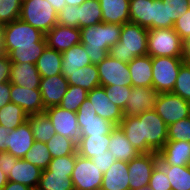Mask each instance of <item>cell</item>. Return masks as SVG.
I'll list each match as a JSON object with an SVG mask.
<instances>
[{
	"mask_svg": "<svg viewBox=\"0 0 190 190\" xmlns=\"http://www.w3.org/2000/svg\"><path fill=\"white\" fill-rule=\"evenodd\" d=\"M47 46L56 51L64 52L72 46L81 43L80 28L56 24L53 29L45 34Z\"/></svg>",
	"mask_w": 190,
	"mask_h": 190,
	"instance_id": "obj_18",
	"label": "cell"
},
{
	"mask_svg": "<svg viewBox=\"0 0 190 190\" xmlns=\"http://www.w3.org/2000/svg\"><path fill=\"white\" fill-rule=\"evenodd\" d=\"M90 64H92L91 60L81 43L62 52V72H75Z\"/></svg>",
	"mask_w": 190,
	"mask_h": 190,
	"instance_id": "obj_30",
	"label": "cell"
},
{
	"mask_svg": "<svg viewBox=\"0 0 190 190\" xmlns=\"http://www.w3.org/2000/svg\"><path fill=\"white\" fill-rule=\"evenodd\" d=\"M184 47L185 42L173 28L149 30L147 50L151 57L184 58Z\"/></svg>",
	"mask_w": 190,
	"mask_h": 190,
	"instance_id": "obj_5",
	"label": "cell"
},
{
	"mask_svg": "<svg viewBox=\"0 0 190 190\" xmlns=\"http://www.w3.org/2000/svg\"><path fill=\"white\" fill-rule=\"evenodd\" d=\"M68 88V81L62 74L41 78L39 90L46 108L59 106Z\"/></svg>",
	"mask_w": 190,
	"mask_h": 190,
	"instance_id": "obj_19",
	"label": "cell"
},
{
	"mask_svg": "<svg viewBox=\"0 0 190 190\" xmlns=\"http://www.w3.org/2000/svg\"><path fill=\"white\" fill-rule=\"evenodd\" d=\"M172 93L190 102V66L188 63L182 64Z\"/></svg>",
	"mask_w": 190,
	"mask_h": 190,
	"instance_id": "obj_42",
	"label": "cell"
},
{
	"mask_svg": "<svg viewBox=\"0 0 190 190\" xmlns=\"http://www.w3.org/2000/svg\"><path fill=\"white\" fill-rule=\"evenodd\" d=\"M18 160L15 156L11 155L7 151L0 152V169L5 173L8 177L9 173L11 172V168L13 164Z\"/></svg>",
	"mask_w": 190,
	"mask_h": 190,
	"instance_id": "obj_53",
	"label": "cell"
},
{
	"mask_svg": "<svg viewBox=\"0 0 190 190\" xmlns=\"http://www.w3.org/2000/svg\"><path fill=\"white\" fill-rule=\"evenodd\" d=\"M87 98L98 116L109 120L119 126L123 119V111L111 102L106 94L105 88L99 86L88 92Z\"/></svg>",
	"mask_w": 190,
	"mask_h": 190,
	"instance_id": "obj_15",
	"label": "cell"
},
{
	"mask_svg": "<svg viewBox=\"0 0 190 190\" xmlns=\"http://www.w3.org/2000/svg\"><path fill=\"white\" fill-rule=\"evenodd\" d=\"M77 122L81 136L111 134L115 124L97 115L88 98L78 108Z\"/></svg>",
	"mask_w": 190,
	"mask_h": 190,
	"instance_id": "obj_9",
	"label": "cell"
},
{
	"mask_svg": "<svg viewBox=\"0 0 190 190\" xmlns=\"http://www.w3.org/2000/svg\"><path fill=\"white\" fill-rule=\"evenodd\" d=\"M132 87H152V57L147 55L135 57L128 63Z\"/></svg>",
	"mask_w": 190,
	"mask_h": 190,
	"instance_id": "obj_26",
	"label": "cell"
},
{
	"mask_svg": "<svg viewBox=\"0 0 190 190\" xmlns=\"http://www.w3.org/2000/svg\"><path fill=\"white\" fill-rule=\"evenodd\" d=\"M95 166L99 168L103 173L106 172L110 166L116 161L115 157L108 150L100 155H95L91 158Z\"/></svg>",
	"mask_w": 190,
	"mask_h": 190,
	"instance_id": "obj_51",
	"label": "cell"
},
{
	"mask_svg": "<svg viewBox=\"0 0 190 190\" xmlns=\"http://www.w3.org/2000/svg\"><path fill=\"white\" fill-rule=\"evenodd\" d=\"M158 163L164 168L172 190H190V165H166L160 159Z\"/></svg>",
	"mask_w": 190,
	"mask_h": 190,
	"instance_id": "obj_34",
	"label": "cell"
},
{
	"mask_svg": "<svg viewBox=\"0 0 190 190\" xmlns=\"http://www.w3.org/2000/svg\"><path fill=\"white\" fill-rule=\"evenodd\" d=\"M110 134L81 136L77 143V154L81 157L91 159L95 155L108 151Z\"/></svg>",
	"mask_w": 190,
	"mask_h": 190,
	"instance_id": "obj_28",
	"label": "cell"
},
{
	"mask_svg": "<svg viewBox=\"0 0 190 190\" xmlns=\"http://www.w3.org/2000/svg\"><path fill=\"white\" fill-rule=\"evenodd\" d=\"M159 161L157 152L141 153L128 162V179L130 190L147 186L152 171Z\"/></svg>",
	"mask_w": 190,
	"mask_h": 190,
	"instance_id": "obj_11",
	"label": "cell"
},
{
	"mask_svg": "<svg viewBox=\"0 0 190 190\" xmlns=\"http://www.w3.org/2000/svg\"><path fill=\"white\" fill-rule=\"evenodd\" d=\"M122 25L99 23L80 29L81 44L92 64H99L109 55L110 48L120 39Z\"/></svg>",
	"mask_w": 190,
	"mask_h": 190,
	"instance_id": "obj_2",
	"label": "cell"
},
{
	"mask_svg": "<svg viewBox=\"0 0 190 190\" xmlns=\"http://www.w3.org/2000/svg\"><path fill=\"white\" fill-rule=\"evenodd\" d=\"M100 86H132L128 63L119 61L110 55L97 64Z\"/></svg>",
	"mask_w": 190,
	"mask_h": 190,
	"instance_id": "obj_12",
	"label": "cell"
},
{
	"mask_svg": "<svg viewBox=\"0 0 190 190\" xmlns=\"http://www.w3.org/2000/svg\"><path fill=\"white\" fill-rule=\"evenodd\" d=\"M158 155L159 159L166 165H190V142L166 141Z\"/></svg>",
	"mask_w": 190,
	"mask_h": 190,
	"instance_id": "obj_20",
	"label": "cell"
},
{
	"mask_svg": "<svg viewBox=\"0 0 190 190\" xmlns=\"http://www.w3.org/2000/svg\"><path fill=\"white\" fill-rule=\"evenodd\" d=\"M52 159L77 154V143L63 135L55 134L48 142H46Z\"/></svg>",
	"mask_w": 190,
	"mask_h": 190,
	"instance_id": "obj_38",
	"label": "cell"
},
{
	"mask_svg": "<svg viewBox=\"0 0 190 190\" xmlns=\"http://www.w3.org/2000/svg\"><path fill=\"white\" fill-rule=\"evenodd\" d=\"M154 111L169 126L174 122L189 117L190 102L172 92L158 93Z\"/></svg>",
	"mask_w": 190,
	"mask_h": 190,
	"instance_id": "obj_8",
	"label": "cell"
},
{
	"mask_svg": "<svg viewBox=\"0 0 190 190\" xmlns=\"http://www.w3.org/2000/svg\"><path fill=\"white\" fill-rule=\"evenodd\" d=\"M76 163V154L53 158L47 171L60 174H72Z\"/></svg>",
	"mask_w": 190,
	"mask_h": 190,
	"instance_id": "obj_45",
	"label": "cell"
},
{
	"mask_svg": "<svg viewBox=\"0 0 190 190\" xmlns=\"http://www.w3.org/2000/svg\"><path fill=\"white\" fill-rule=\"evenodd\" d=\"M85 0H65L66 5L70 6H80L84 3Z\"/></svg>",
	"mask_w": 190,
	"mask_h": 190,
	"instance_id": "obj_60",
	"label": "cell"
},
{
	"mask_svg": "<svg viewBox=\"0 0 190 190\" xmlns=\"http://www.w3.org/2000/svg\"><path fill=\"white\" fill-rule=\"evenodd\" d=\"M153 0H130V22L152 29Z\"/></svg>",
	"mask_w": 190,
	"mask_h": 190,
	"instance_id": "obj_31",
	"label": "cell"
},
{
	"mask_svg": "<svg viewBox=\"0 0 190 190\" xmlns=\"http://www.w3.org/2000/svg\"><path fill=\"white\" fill-rule=\"evenodd\" d=\"M148 186L152 190H172L164 168L159 163L156 164L152 171Z\"/></svg>",
	"mask_w": 190,
	"mask_h": 190,
	"instance_id": "obj_47",
	"label": "cell"
},
{
	"mask_svg": "<svg viewBox=\"0 0 190 190\" xmlns=\"http://www.w3.org/2000/svg\"><path fill=\"white\" fill-rule=\"evenodd\" d=\"M67 79L68 85L80 86L86 91H91L100 86V78L97 65L90 64L75 72H62Z\"/></svg>",
	"mask_w": 190,
	"mask_h": 190,
	"instance_id": "obj_27",
	"label": "cell"
},
{
	"mask_svg": "<svg viewBox=\"0 0 190 190\" xmlns=\"http://www.w3.org/2000/svg\"><path fill=\"white\" fill-rule=\"evenodd\" d=\"M88 91L80 86L68 85L67 91L64 94L60 107L63 109L77 112L80 105L87 98Z\"/></svg>",
	"mask_w": 190,
	"mask_h": 190,
	"instance_id": "obj_40",
	"label": "cell"
},
{
	"mask_svg": "<svg viewBox=\"0 0 190 190\" xmlns=\"http://www.w3.org/2000/svg\"><path fill=\"white\" fill-rule=\"evenodd\" d=\"M37 190H75L71 174L53 173L42 170Z\"/></svg>",
	"mask_w": 190,
	"mask_h": 190,
	"instance_id": "obj_33",
	"label": "cell"
},
{
	"mask_svg": "<svg viewBox=\"0 0 190 190\" xmlns=\"http://www.w3.org/2000/svg\"><path fill=\"white\" fill-rule=\"evenodd\" d=\"M148 33L147 28L136 23L123 24L119 42L110 48L109 55L125 63H129L135 57L147 55Z\"/></svg>",
	"mask_w": 190,
	"mask_h": 190,
	"instance_id": "obj_3",
	"label": "cell"
},
{
	"mask_svg": "<svg viewBox=\"0 0 190 190\" xmlns=\"http://www.w3.org/2000/svg\"><path fill=\"white\" fill-rule=\"evenodd\" d=\"M10 98L11 102L22 107L28 116L45 112L39 89H28L11 84Z\"/></svg>",
	"mask_w": 190,
	"mask_h": 190,
	"instance_id": "obj_17",
	"label": "cell"
},
{
	"mask_svg": "<svg viewBox=\"0 0 190 190\" xmlns=\"http://www.w3.org/2000/svg\"><path fill=\"white\" fill-rule=\"evenodd\" d=\"M41 174L42 170L39 167L24 159H18L15 164H13L7 179L27 185L32 189H37Z\"/></svg>",
	"mask_w": 190,
	"mask_h": 190,
	"instance_id": "obj_23",
	"label": "cell"
},
{
	"mask_svg": "<svg viewBox=\"0 0 190 190\" xmlns=\"http://www.w3.org/2000/svg\"><path fill=\"white\" fill-rule=\"evenodd\" d=\"M104 88L109 100L124 111L132 86L111 85Z\"/></svg>",
	"mask_w": 190,
	"mask_h": 190,
	"instance_id": "obj_44",
	"label": "cell"
},
{
	"mask_svg": "<svg viewBox=\"0 0 190 190\" xmlns=\"http://www.w3.org/2000/svg\"><path fill=\"white\" fill-rule=\"evenodd\" d=\"M167 141H188L190 142V118L181 119L168 126Z\"/></svg>",
	"mask_w": 190,
	"mask_h": 190,
	"instance_id": "obj_43",
	"label": "cell"
},
{
	"mask_svg": "<svg viewBox=\"0 0 190 190\" xmlns=\"http://www.w3.org/2000/svg\"><path fill=\"white\" fill-rule=\"evenodd\" d=\"M137 190H152V189L147 185V186L141 187L140 189H137Z\"/></svg>",
	"mask_w": 190,
	"mask_h": 190,
	"instance_id": "obj_61",
	"label": "cell"
},
{
	"mask_svg": "<svg viewBox=\"0 0 190 190\" xmlns=\"http://www.w3.org/2000/svg\"><path fill=\"white\" fill-rule=\"evenodd\" d=\"M78 6L66 5L57 16V24L77 28Z\"/></svg>",
	"mask_w": 190,
	"mask_h": 190,
	"instance_id": "obj_49",
	"label": "cell"
},
{
	"mask_svg": "<svg viewBox=\"0 0 190 190\" xmlns=\"http://www.w3.org/2000/svg\"><path fill=\"white\" fill-rule=\"evenodd\" d=\"M45 34L23 20L16 19L2 26L1 52L9 54L13 49L36 46Z\"/></svg>",
	"mask_w": 190,
	"mask_h": 190,
	"instance_id": "obj_4",
	"label": "cell"
},
{
	"mask_svg": "<svg viewBox=\"0 0 190 190\" xmlns=\"http://www.w3.org/2000/svg\"><path fill=\"white\" fill-rule=\"evenodd\" d=\"M188 1V8L190 9V0H187Z\"/></svg>",
	"mask_w": 190,
	"mask_h": 190,
	"instance_id": "obj_63",
	"label": "cell"
},
{
	"mask_svg": "<svg viewBox=\"0 0 190 190\" xmlns=\"http://www.w3.org/2000/svg\"><path fill=\"white\" fill-rule=\"evenodd\" d=\"M100 190H130L128 179V162L116 160L103 173Z\"/></svg>",
	"mask_w": 190,
	"mask_h": 190,
	"instance_id": "obj_25",
	"label": "cell"
},
{
	"mask_svg": "<svg viewBox=\"0 0 190 190\" xmlns=\"http://www.w3.org/2000/svg\"><path fill=\"white\" fill-rule=\"evenodd\" d=\"M2 26L0 25V52H1Z\"/></svg>",
	"mask_w": 190,
	"mask_h": 190,
	"instance_id": "obj_62",
	"label": "cell"
},
{
	"mask_svg": "<svg viewBox=\"0 0 190 190\" xmlns=\"http://www.w3.org/2000/svg\"><path fill=\"white\" fill-rule=\"evenodd\" d=\"M36 68L42 78L62 74V52L46 46L37 60Z\"/></svg>",
	"mask_w": 190,
	"mask_h": 190,
	"instance_id": "obj_29",
	"label": "cell"
},
{
	"mask_svg": "<svg viewBox=\"0 0 190 190\" xmlns=\"http://www.w3.org/2000/svg\"><path fill=\"white\" fill-rule=\"evenodd\" d=\"M158 92L153 87H132L123 116H138L153 111Z\"/></svg>",
	"mask_w": 190,
	"mask_h": 190,
	"instance_id": "obj_14",
	"label": "cell"
},
{
	"mask_svg": "<svg viewBox=\"0 0 190 190\" xmlns=\"http://www.w3.org/2000/svg\"><path fill=\"white\" fill-rule=\"evenodd\" d=\"M75 190H100L103 172L91 159L76 154V163L71 174Z\"/></svg>",
	"mask_w": 190,
	"mask_h": 190,
	"instance_id": "obj_10",
	"label": "cell"
},
{
	"mask_svg": "<svg viewBox=\"0 0 190 190\" xmlns=\"http://www.w3.org/2000/svg\"><path fill=\"white\" fill-rule=\"evenodd\" d=\"M30 122L27 120L22 125L11 130L8 134L7 143H5L6 151L18 159H23L26 153L34 144Z\"/></svg>",
	"mask_w": 190,
	"mask_h": 190,
	"instance_id": "obj_16",
	"label": "cell"
},
{
	"mask_svg": "<svg viewBox=\"0 0 190 190\" xmlns=\"http://www.w3.org/2000/svg\"><path fill=\"white\" fill-rule=\"evenodd\" d=\"M11 65L8 54L0 52V83L9 81Z\"/></svg>",
	"mask_w": 190,
	"mask_h": 190,
	"instance_id": "obj_52",
	"label": "cell"
},
{
	"mask_svg": "<svg viewBox=\"0 0 190 190\" xmlns=\"http://www.w3.org/2000/svg\"><path fill=\"white\" fill-rule=\"evenodd\" d=\"M184 58L152 57V87L158 93L172 92Z\"/></svg>",
	"mask_w": 190,
	"mask_h": 190,
	"instance_id": "obj_7",
	"label": "cell"
},
{
	"mask_svg": "<svg viewBox=\"0 0 190 190\" xmlns=\"http://www.w3.org/2000/svg\"><path fill=\"white\" fill-rule=\"evenodd\" d=\"M28 121L36 141L46 143L56 134L52 122L45 112L29 115Z\"/></svg>",
	"mask_w": 190,
	"mask_h": 190,
	"instance_id": "obj_35",
	"label": "cell"
},
{
	"mask_svg": "<svg viewBox=\"0 0 190 190\" xmlns=\"http://www.w3.org/2000/svg\"><path fill=\"white\" fill-rule=\"evenodd\" d=\"M23 159L39 167L41 170H46L52 160V156L46 143L35 140Z\"/></svg>",
	"mask_w": 190,
	"mask_h": 190,
	"instance_id": "obj_39",
	"label": "cell"
},
{
	"mask_svg": "<svg viewBox=\"0 0 190 190\" xmlns=\"http://www.w3.org/2000/svg\"><path fill=\"white\" fill-rule=\"evenodd\" d=\"M23 0H0V25L19 19Z\"/></svg>",
	"mask_w": 190,
	"mask_h": 190,
	"instance_id": "obj_41",
	"label": "cell"
},
{
	"mask_svg": "<svg viewBox=\"0 0 190 190\" xmlns=\"http://www.w3.org/2000/svg\"><path fill=\"white\" fill-rule=\"evenodd\" d=\"M119 127L140 153H158L168 139V126L154 110L124 116Z\"/></svg>",
	"mask_w": 190,
	"mask_h": 190,
	"instance_id": "obj_1",
	"label": "cell"
},
{
	"mask_svg": "<svg viewBox=\"0 0 190 190\" xmlns=\"http://www.w3.org/2000/svg\"><path fill=\"white\" fill-rule=\"evenodd\" d=\"M102 11V23L123 25L130 22V0H98Z\"/></svg>",
	"mask_w": 190,
	"mask_h": 190,
	"instance_id": "obj_24",
	"label": "cell"
},
{
	"mask_svg": "<svg viewBox=\"0 0 190 190\" xmlns=\"http://www.w3.org/2000/svg\"><path fill=\"white\" fill-rule=\"evenodd\" d=\"M8 179L5 173L0 169V190L3 189V187L7 184Z\"/></svg>",
	"mask_w": 190,
	"mask_h": 190,
	"instance_id": "obj_59",
	"label": "cell"
},
{
	"mask_svg": "<svg viewBox=\"0 0 190 190\" xmlns=\"http://www.w3.org/2000/svg\"><path fill=\"white\" fill-rule=\"evenodd\" d=\"M108 150L118 161L129 162L141 153L136 149L124 134V131L116 126L110 134Z\"/></svg>",
	"mask_w": 190,
	"mask_h": 190,
	"instance_id": "obj_22",
	"label": "cell"
},
{
	"mask_svg": "<svg viewBox=\"0 0 190 190\" xmlns=\"http://www.w3.org/2000/svg\"><path fill=\"white\" fill-rule=\"evenodd\" d=\"M57 16L47 0H23L19 18L46 34L57 24Z\"/></svg>",
	"mask_w": 190,
	"mask_h": 190,
	"instance_id": "obj_6",
	"label": "cell"
},
{
	"mask_svg": "<svg viewBox=\"0 0 190 190\" xmlns=\"http://www.w3.org/2000/svg\"><path fill=\"white\" fill-rule=\"evenodd\" d=\"M45 113L51 120L56 134L70 138L76 143L79 142L81 135L76 112L63 109L60 106H52L46 108Z\"/></svg>",
	"mask_w": 190,
	"mask_h": 190,
	"instance_id": "obj_13",
	"label": "cell"
},
{
	"mask_svg": "<svg viewBox=\"0 0 190 190\" xmlns=\"http://www.w3.org/2000/svg\"><path fill=\"white\" fill-rule=\"evenodd\" d=\"M41 75L32 63H12L10 79L11 84L26 87L28 89H39Z\"/></svg>",
	"mask_w": 190,
	"mask_h": 190,
	"instance_id": "obj_21",
	"label": "cell"
},
{
	"mask_svg": "<svg viewBox=\"0 0 190 190\" xmlns=\"http://www.w3.org/2000/svg\"><path fill=\"white\" fill-rule=\"evenodd\" d=\"M168 28V11L162 0H153L152 29Z\"/></svg>",
	"mask_w": 190,
	"mask_h": 190,
	"instance_id": "obj_48",
	"label": "cell"
},
{
	"mask_svg": "<svg viewBox=\"0 0 190 190\" xmlns=\"http://www.w3.org/2000/svg\"><path fill=\"white\" fill-rule=\"evenodd\" d=\"M2 190H32V188L27 185L8 180Z\"/></svg>",
	"mask_w": 190,
	"mask_h": 190,
	"instance_id": "obj_56",
	"label": "cell"
},
{
	"mask_svg": "<svg viewBox=\"0 0 190 190\" xmlns=\"http://www.w3.org/2000/svg\"><path fill=\"white\" fill-rule=\"evenodd\" d=\"M102 23V11L98 0H85L77 9V28Z\"/></svg>",
	"mask_w": 190,
	"mask_h": 190,
	"instance_id": "obj_32",
	"label": "cell"
},
{
	"mask_svg": "<svg viewBox=\"0 0 190 190\" xmlns=\"http://www.w3.org/2000/svg\"><path fill=\"white\" fill-rule=\"evenodd\" d=\"M173 29L184 42L190 39V9L179 16L174 23Z\"/></svg>",
	"mask_w": 190,
	"mask_h": 190,
	"instance_id": "obj_50",
	"label": "cell"
},
{
	"mask_svg": "<svg viewBox=\"0 0 190 190\" xmlns=\"http://www.w3.org/2000/svg\"><path fill=\"white\" fill-rule=\"evenodd\" d=\"M184 61H190V39L185 42Z\"/></svg>",
	"mask_w": 190,
	"mask_h": 190,
	"instance_id": "obj_58",
	"label": "cell"
},
{
	"mask_svg": "<svg viewBox=\"0 0 190 190\" xmlns=\"http://www.w3.org/2000/svg\"><path fill=\"white\" fill-rule=\"evenodd\" d=\"M11 83L9 81L0 83V108L11 102Z\"/></svg>",
	"mask_w": 190,
	"mask_h": 190,
	"instance_id": "obj_54",
	"label": "cell"
},
{
	"mask_svg": "<svg viewBox=\"0 0 190 190\" xmlns=\"http://www.w3.org/2000/svg\"><path fill=\"white\" fill-rule=\"evenodd\" d=\"M54 10L57 12V14L66 6L65 0H47Z\"/></svg>",
	"mask_w": 190,
	"mask_h": 190,
	"instance_id": "obj_57",
	"label": "cell"
},
{
	"mask_svg": "<svg viewBox=\"0 0 190 190\" xmlns=\"http://www.w3.org/2000/svg\"><path fill=\"white\" fill-rule=\"evenodd\" d=\"M168 11V28H173L176 20L184 14L188 8L187 0H162Z\"/></svg>",
	"mask_w": 190,
	"mask_h": 190,
	"instance_id": "obj_46",
	"label": "cell"
},
{
	"mask_svg": "<svg viewBox=\"0 0 190 190\" xmlns=\"http://www.w3.org/2000/svg\"><path fill=\"white\" fill-rule=\"evenodd\" d=\"M28 117L22 107L12 102L0 108V125L11 130L22 125Z\"/></svg>",
	"mask_w": 190,
	"mask_h": 190,
	"instance_id": "obj_37",
	"label": "cell"
},
{
	"mask_svg": "<svg viewBox=\"0 0 190 190\" xmlns=\"http://www.w3.org/2000/svg\"><path fill=\"white\" fill-rule=\"evenodd\" d=\"M10 132L11 129H8L0 125V152L6 151L5 143H7L8 134Z\"/></svg>",
	"mask_w": 190,
	"mask_h": 190,
	"instance_id": "obj_55",
	"label": "cell"
},
{
	"mask_svg": "<svg viewBox=\"0 0 190 190\" xmlns=\"http://www.w3.org/2000/svg\"><path fill=\"white\" fill-rule=\"evenodd\" d=\"M47 46L46 38L44 37L36 46H26L13 49L9 54V59L12 63H37L38 58Z\"/></svg>",
	"mask_w": 190,
	"mask_h": 190,
	"instance_id": "obj_36",
	"label": "cell"
}]
</instances>
